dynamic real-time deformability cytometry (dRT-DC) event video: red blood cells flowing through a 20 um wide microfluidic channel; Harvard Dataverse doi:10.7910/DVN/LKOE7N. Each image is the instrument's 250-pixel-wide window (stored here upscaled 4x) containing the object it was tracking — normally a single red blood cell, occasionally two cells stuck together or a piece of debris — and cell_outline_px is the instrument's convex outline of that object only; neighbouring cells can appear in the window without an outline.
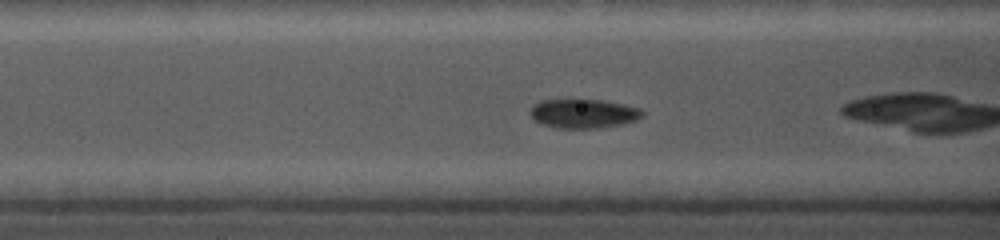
{"species": "common noctule bat (a hibernating species)", "species_latin": "Nyctalus noctula", "temperature_condition": "cold", "stored_images_in_passage": 31, "camera_frame_rate_fps": 5000, "um_per_image_px": 0.085, "animal": {"sex": "female", "body_mass_g": 19.0, "forearm_length_mm": 56.7}, "frame": {"image": 1, "passage_image": 5, "time_ms": 1.4, "image_size_px": [1000, 240], "cell_outline_px": [[644, 116], [636, 120], [620, 124], [596, 128], [556, 128], [540, 124], [532, 120], [528, 112], [532, 104], [540, 100], [600, 100], [624, 104], [640, 108], [644, 112]], "centroid_in_image_um": [49.53, 9.65], "position_along_channel_um": 117.1, "area_um2": 19.25}}
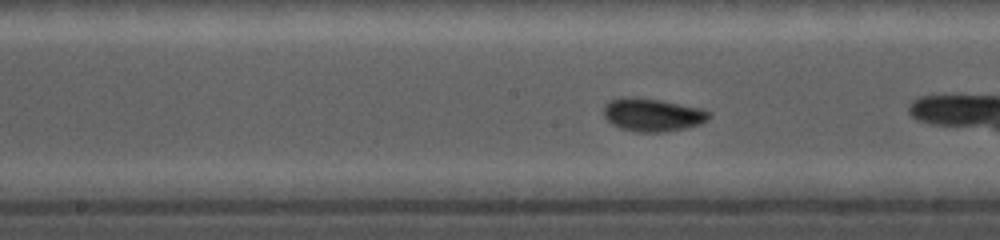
{"frame": {"image": 2, "passage_image": 10, "time_ms": 3.4, "image_size_px": [1000, 240], "cell_outline_px": [[712, 116], [708, 120], [700, 124], [684, 128], [664, 132], [636, 132], [620, 128], [612, 124], [604, 116], [604, 104], [608, 100], [620, 96], [624, 96], [660, 100], [700, 108], [712, 112]], "centroid_in_image_um": [55.45, 9.75], "position_along_channel_um": 192.7, "area_um2": 20.46}}
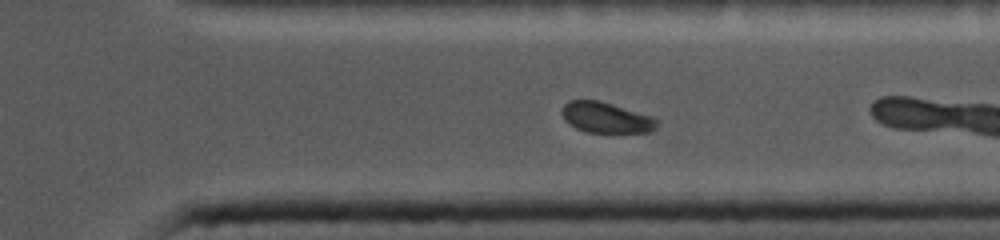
{"frame": {"image": 3, "passage_image": 22, "time_ms": 7.8, "image_size_px": [1000, 240], "cell_outline_px": [[660, 124], [652, 132], [588, 132], [576, 128], [568, 124], [564, 120], [560, 112], [564, 104], [568, 100], [600, 100], [652, 116], [660, 120]], "centroid_in_image_um": [51.53, 9.99], "position_along_channel_um": 359.9, "area_um2": 17.28}}